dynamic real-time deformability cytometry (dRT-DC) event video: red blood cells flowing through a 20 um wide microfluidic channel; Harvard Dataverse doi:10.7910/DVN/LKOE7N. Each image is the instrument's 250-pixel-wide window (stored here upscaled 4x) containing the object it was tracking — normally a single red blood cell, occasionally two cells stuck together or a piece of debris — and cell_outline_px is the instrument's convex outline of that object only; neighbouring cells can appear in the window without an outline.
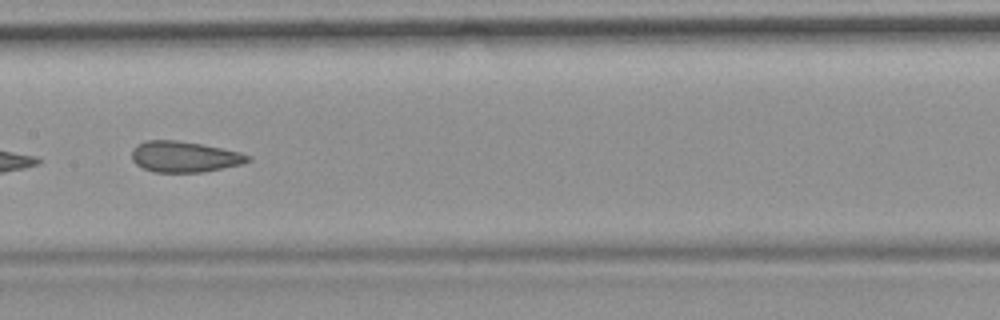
{"species": "common noctule bat (a hibernating species)", "species_latin": "Nyctalus noctula", "temperature_condition": "room temperature", "stored_images_in_passage": 12, "camera_frame_rate_fps": 3000, "um_per_image_px": 0.085, "animal": {"sex": "female", "body_mass_g": 19.9}, "frame": {"image": 1, "passage_image": 6, "time_ms": 6.667, "image_size_px": [1000, 320], "cell_outline_px": [[252, 160], [240, 164], [204, 172], [152, 172], [136, 164], [132, 160], [132, 148], [136, 144], [148, 140], [176, 140], [200, 144], [240, 152], [252, 156]], "centroid_in_image_um": [15.65, 13.32], "position_along_channel_um": 191.7, "area_um2": 20.87}}